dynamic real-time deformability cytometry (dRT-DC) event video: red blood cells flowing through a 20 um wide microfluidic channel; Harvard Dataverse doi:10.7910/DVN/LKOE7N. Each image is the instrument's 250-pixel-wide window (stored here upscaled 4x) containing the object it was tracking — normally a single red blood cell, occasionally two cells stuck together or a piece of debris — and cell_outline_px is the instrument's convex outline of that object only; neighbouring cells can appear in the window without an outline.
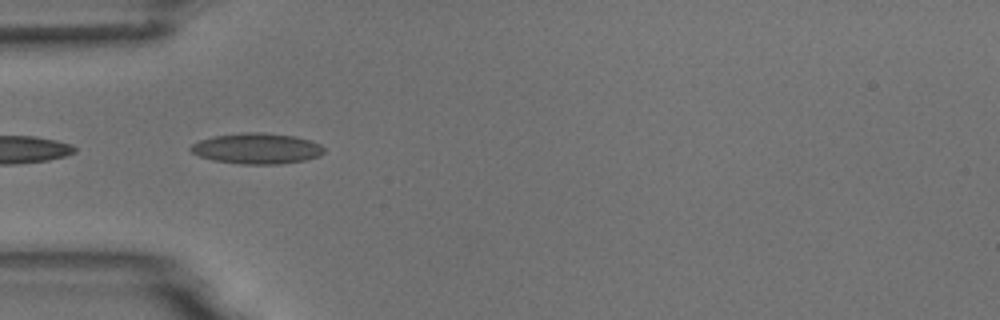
{"species": "common noctule bat (a hibernating species)", "species_latin": "Nyctalus noctula", "temperature_condition": "room temperature", "stored_images_in_passage": 5, "camera_frame_rate_fps": 3000, "um_per_image_px": 0.085, "animal": {"sex": "male", "body_mass_g": 18.8}, "frame": {"image": 1, "passage_image": 4, "time_ms": 4.333, "image_size_px": [1000, 320], "cell_outline_px": [[324, 152], [320, 156], [304, 160], [280, 164], [240, 164], [212, 160], [200, 156], [192, 152], [188, 148], [192, 144], [200, 140], [212, 136], [244, 132], [260, 132], [292, 136], [312, 140], [320, 144], [324, 148]], "centroid_in_image_um": [21.83, 12.62], "position_along_channel_um": 63.2, "area_um2": 23.93}}